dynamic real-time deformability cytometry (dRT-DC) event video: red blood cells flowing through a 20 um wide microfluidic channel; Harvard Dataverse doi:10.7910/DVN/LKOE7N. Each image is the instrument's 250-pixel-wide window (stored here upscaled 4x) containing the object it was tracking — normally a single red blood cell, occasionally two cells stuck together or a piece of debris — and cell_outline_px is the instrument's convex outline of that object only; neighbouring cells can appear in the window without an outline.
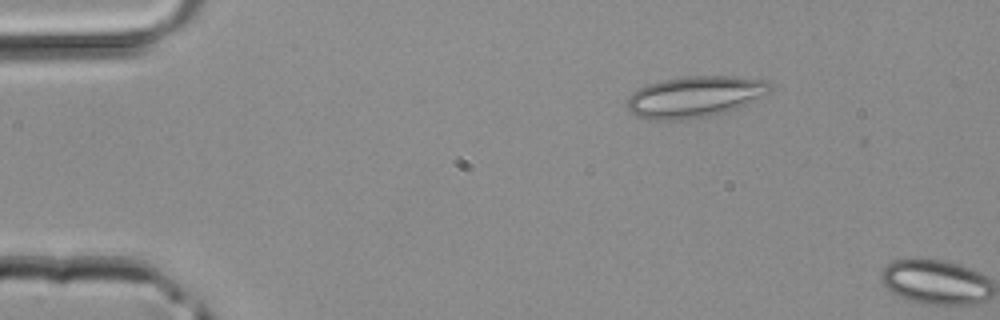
{"species": "common noctule bat (a hibernating species)", "species_latin": "Nyctalus noctula", "temperature_condition": "room temperature", "stored_images_in_passage": 2, "camera_frame_rate_fps": 3000, "um_per_image_px": 0.085, "animal": {"sex": "male", "body_mass_g": 20.4}, "frame": {"image": 1, "passage_image": 1, "time_ms": 0.0, "image_size_px": [1000, 320], "cell_outline_px": [[772, 92], [768, 96], [748, 104], [724, 112], [708, 116], [680, 120], [648, 120], [636, 116], [628, 112], [628, 96], [632, 92], [648, 84], [660, 80], [688, 76], [732, 76], [764, 80], [772, 84]], "centroid_in_image_um": [59.09, 8.23], "position_along_channel_um": 25.9, "area_um2": 34.8}}